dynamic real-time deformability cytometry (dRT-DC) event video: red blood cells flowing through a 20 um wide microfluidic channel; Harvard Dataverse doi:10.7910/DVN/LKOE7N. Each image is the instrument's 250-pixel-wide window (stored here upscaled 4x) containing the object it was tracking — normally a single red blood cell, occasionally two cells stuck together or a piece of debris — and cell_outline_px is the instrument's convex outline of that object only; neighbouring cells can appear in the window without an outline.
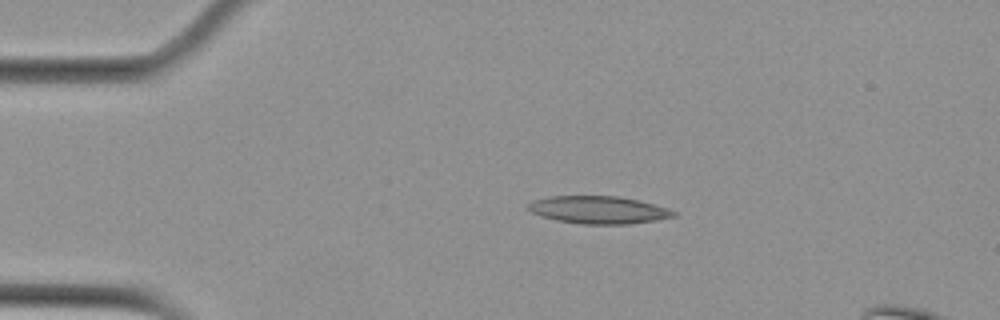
{"species": "Egyptian fruit bat (a non-hibernating species)", "species_latin": "Rousettus aegyptiacus", "temperature_condition": "cold", "stored_images_in_passage": 5, "camera_frame_rate_fps": 3000, "um_per_image_px": 0.085, "animal": {"sex": "female"}, "frame": {"image": 1, "passage_image": 3, "time_ms": 2.333, "image_size_px": [1000, 320], "cell_outline_px": [[676, 216], [656, 220], [628, 224], [580, 224], [556, 220], [540, 216], [532, 212], [528, 208], [528, 204], [532, 200], [548, 196], [616, 196], [640, 200], [668, 208], [676, 212]], "centroid_in_image_um": [50.87, 17.84], "position_along_channel_um": 34.1, "area_um2": 23.47}}